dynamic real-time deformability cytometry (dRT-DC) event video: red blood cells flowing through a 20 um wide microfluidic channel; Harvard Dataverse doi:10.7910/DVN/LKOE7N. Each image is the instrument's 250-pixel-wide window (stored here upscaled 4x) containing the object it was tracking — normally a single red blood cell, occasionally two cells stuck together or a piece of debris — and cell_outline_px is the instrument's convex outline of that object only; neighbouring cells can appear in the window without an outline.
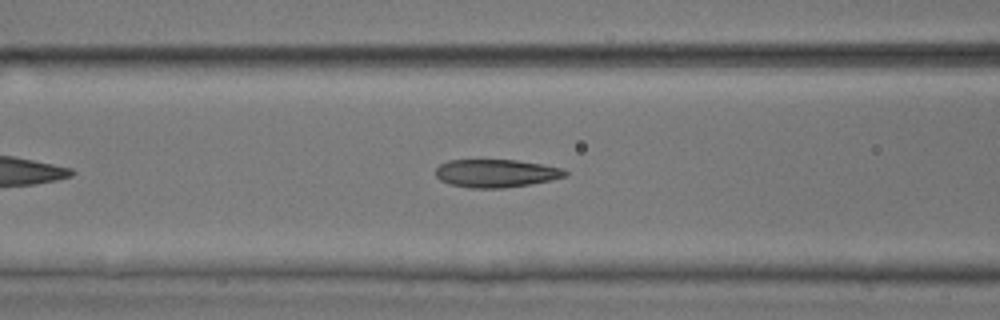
{"species": "common noctule bat (a hibernating species)", "species_latin": "Nyctalus noctula", "temperature_condition": "room temperature", "stored_images_in_passage": 4, "camera_frame_rate_fps": 3000, "um_per_image_px": 0.085, "animal": {"sex": "male", "body_mass_g": 17.9, "forearm_length_mm": 54.2}, "frame": {"image": 1, "passage_image": 4, "time_ms": 4.333, "image_size_px": [1000, 320], "cell_outline_px": [[568, 176], [552, 180], [532, 184], [504, 188], [468, 188], [452, 184], [440, 180], [436, 176], [436, 168], [440, 164], [448, 160], [516, 160], [544, 164], [564, 168], [568, 172]], "centroid_in_image_um": [42.22, 14.73], "position_along_channel_um": 124.4, "area_um2": 21.39}}